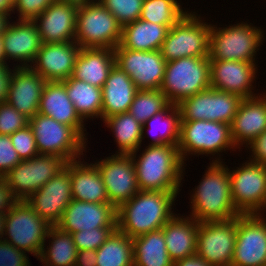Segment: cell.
<instances>
[{
  "mask_svg": "<svg viewBox=\"0 0 266 266\" xmlns=\"http://www.w3.org/2000/svg\"><path fill=\"white\" fill-rule=\"evenodd\" d=\"M67 161L54 155L38 154L35 157L22 160L3 178L18 201L27 200L51 178L62 170Z\"/></svg>",
  "mask_w": 266,
  "mask_h": 266,
  "instance_id": "cell-11",
  "label": "cell"
},
{
  "mask_svg": "<svg viewBox=\"0 0 266 266\" xmlns=\"http://www.w3.org/2000/svg\"><path fill=\"white\" fill-rule=\"evenodd\" d=\"M58 1H65V2L73 3L77 6H79V5H83V4L90 2V1H93V0H58Z\"/></svg>",
  "mask_w": 266,
  "mask_h": 266,
  "instance_id": "cell-56",
  "label": "cell"
},
{
  "mask_svg": "<svg viewBox=\"0 0 266 266\" xmlns=\"http://www.w3.org/2000/svg\"><path fill=\"white\" fill-rule=\"evenodd\" d=\"M117 227H102L85 229L71 233L73 242L78 251L97 250Z\"/></svg>",
  "mask_w": 266,
  "mask_h": 266,
  "instance_id": "cell-41",
  "label": "cell"
},
{
  "mask_svg": "<svg viewBox=\"0 0 266 266\" xmlns=\"http://www.w3.org/2000/svg\"><path fill=\"white\" fill-rule=\"evenodd\" d=\"M51 225L42 219L26 201H17L5 213L4 241L15 248L39 257L46 246L45 240Z\"/></svg>",
  "mask_w": 266,
  "mask_h": 266,
  "instance_id": "cell-7",
  "label": "cell"
},
{
  "mask_svg": "<svg viewBox=\"0 0 266 266\" xmlns=\"http://www.w3.org/2000/svg\"><path fill=\"white\" fill-rule=\"evenodd\" d=\"M75 110L82 120L87 118H101L102 120V89L72 76L61 81Z\"/></svg>",
  "mask_w": 266,
  "mask_h": 266,
  "instance_id": "cell-33",
  "label": "cell"
},
{
  "mask_svg": "<svg viewBox=\"0 0 266 266\" xmlns=\"http://www.w3.org/2000/svg\"><path fill=\"white\" fill-rule=\"evenodd\" d=\"M102 89V119L127 113L138 89L127 73L117 65L110 70Z\"/></svg>",
  "mask_w": 266,
  "mask_h": 266,
  "instance_id": "cell-28",
  "label": "cell"
},
{
  "mask_svg": "<svg viewBox=\"0 0 266 266\" xmlns=\"http://www.w3.org/2000/svg\"><path fill=\"white\" fill-rule=\"evenodd\" d=\"M211 88L209 57L168 61L160 90L172 104Z\"/></svg>",
  "mask_w": 266,
  "mask_h": 266,
  "instance_id": "cell-5",
  "label": "cell"
},
{
  "mask_svg": "<svg viewBox=\"0 0 266 266\" xmlns=\"http://www.w3.org/2000/svg\"><path fill=\"white\" fill-rule=\"evenodd\" d=\"M115 65L114 49L81 48L72 77L102 88Z\"/></svg>",
  "mask_w": 266,
  "mask_h": 266,
  "instance_id": "cell-29",
  "label": "cell"
},
{
  "mask_svg": "<svg viewBox=\"0 0 266 266\" xmlns=\"http://www.w3.org/2000/svg\"><path fill=\"white\" fill-rule=\"evenodd\" d=\"M200 19L197 14L186 13L169 29L160 49L166 62L185 57H209L211 24Z\"/></svg>",
  "mask_w": 266,
  "mask_h": 266,
  "instance_id": "cell-10",
  "label": "cell"
},
{
  "mask_svg": "<svg viewBox=\"0 0 266 266\" xmlns=\"http://www.w3.org/2000/svg\"><path fill=\"white\" fill-rule=\"evenodd\" d=\"M94 163L101 174L109 202L116 209L140 191L131 155L114 154Z\"/></svg>",
  "mask_w": 266,
  "mask_h": 266,
  "instance_id": "cell-17",
  "label": "cell"
},
{
  "mask_svg": "<svg viewBox=\"0 0 266 266\" xmlns=\"http://www.w3.org/2000/svg\"><path fill=\"white\" fill-rule=\"evenodd\" d=\"M215 159L190 197L192 213L189 216L199 223L227 220L240 215L232 201L229 168L222 164L221 158Z\"/></svg>",
  "mask_w": 266,
  "mask_h": 266,
  "instance_id": "cell-2",
  "label": "cell"
},
{
  "mask_svg": "<svg viewBox=\"0 0 266 266\" xmlns=\"http://www.w3.org/2000/svg\"><path fill=\"white\" fill-rule=\"evenodd\" d=\"M240 167L229 169L233 204L240 214H262L266 209V165L249 160Z\"/></svg>",
  "mask_w": 266,
  "mask_h": 266,
  "instance_id": "cell-12",
  "label": "cell"
},
{
  "mask_svg": "<svg viewBox=\"0 0 266 266\" xmlns=\"http://www.w3.org/2000/svg\"><path fill=\"white\" fill-rule=\"evenodd\" d=\"M38 113L72 127L85 141L87 140L86 133H84L86 131L84 121L76 112L74 104L67 95L65 85L61 81L45 83Z\"/></svg>",
  "mask_w": 266,
  "mask_h": 266,
  "instance_id": "cell-26",
  "label": "cell"
},
{
  "mask_svg": "<svg viewBox=\"0 0 266 266\" xmlns=\"http://www.w3.org/2000/svg\"><path fill=\"white\" fill-rule=\"evenodd\" d=\"M72 200L69 169L65 166L25 201L42 219L56 226Z\"/></svg>",
  "mask_w": 266,
  "mask_h": 266,
  "instance_id": "cell-18",
  "label": "cell"
},
{
  "mask_svg": "<svg viewBox=\"0 0 266 266\" xmlns=\"http://www.w3.org/2000/svg\"><path fill=\"white\" fill-rule=\"evenodd\" d=\"M134 266H174L161 229L132 238Z\"/></svg>",
  "mask_w": 266,
  "mask_h": 266,
  "instance_id": "cell-32",
  "label": "cell"
},
{
  "mask_svg": "<svg viewBox=\"0 0 266 266\" xmlns=\"http://www.w3.org/2000/svg\"><path fill=\"white\" fill-rule=\"evenodd\" d=\"M21 161L12 145L10 136L0 135V177L3 178Z\"/></svg>",
  "mask_w": 266,
  "mask_h": 266,
  "instance_id": "cell-44",
  "label": "cell"
},
{
  "mask_svg": "<svg viewBox=\"0 0 266 266\" xmlns=\"http://www.w3.org/2000/svg\"><path fill=\"white\" fill-rule=\"evenodd\" d=\"M242 97L209 88L182 99L176 106L181 121L208 120L231 124Z\"/></svg>",
  "mask_w": 266,
  "mask_h": 266,
  "instance_id": "cell-13",
  "label": "cell"
},
{
  "mask_svg": "<svg viewBox=\"0 0 266 266\" xmlns=\"http://www.w3.org/2000/svg\"><path fill=\"white\" fill-rule=\"evenodd\" d=\"M240 214L231 266H266V218Z\"/></svg>",
  "mask_w": 266,
  "mask_h": 266,
  "instance_id": "cell-16",
  "label": "cell"
},
{
  "mask_svg": "<svg viewBox=\"0 0 266 266\" xmlns=\"http://www.w3.org/2000/svg\"><path fill=\"white\" fill-rule=\"evenodd\" d=\"M55 0H13V12L17 9L19 20H34Z\"/></svg>",
  "mask_w": 266,
  "mask_h": 266,
  "instance_id": "cell-45",
  "label": "cell"
},
{
  "mask_svg": "<svg viewBox=\"0 0 266 266\" xmlns=\"http://www.w3.org/2000/svg\"><path fill=\"white\" fill-rule=\"evenodd\" d=\"M257 66L253 62L210 60L211 88L244 98L255 97L252 82Z\"/></svg>",
  "mask_w": 266,
  "mask_h": 266,
  "instance_id": "cell-20",
  "label": "cell"
},
{
  "mask_svg": "<svg viewBox=\"0 0 266 266\" xmlns=\"http://www.w3.org/2000/svg\"><path fill=\"white\" fill-rule=\"evenodd\" d=\"M248 145V149L251 148L252 151V155L250 156L252 159L250 158L249 160L266 165V131L261 133Z\"/></svg>",
  "mask_w": 266,
  "mask_h": 266,
  "instance_id": "cell-47",
  "label": "cell"
},
{
  "mask_svg": "<svg viewBox=\"0 0 266 266\" xmlns=\"http://www.w3.org/2000/svg\"><path fill=\"white\" fill-rule=\"evenodd\" d=\"M27 125H29V118L7 101L0 103V135L10 136Z\"/></svg>",
  "mask_w": 266,
  "mask_h": 266,
  "instance_id": "cell-42",
  "label": "cell"
},
{
  "mask_svg": "<svg viewBox=\"0 0 266 266\" xmlns=\"http://www.w3.org/2000/svg\"><path fill=\"white\" fill-rule=\"evenodd\" d=\"M77 10L73 3L55 0L38 15L34 21L42 43L75 41Z\"/></svg>",
  "mask_w": 266,
  "mask_h": 266,
  "instance_id": "cell-22",
  "label": "cell"
},
{
  "mask_svg": "<svg viewBox=\"0 0 266 266\" xmlns=\"http://www.w3.org/2000/svg\"><path fill=\"white\" fill-rule=\"evenodd\" d=\"M169 104L170 102L161 90H138L128 113L143 125Z\"/></svg>",
  "mask_w": 266,
  "mask_h": 266,
  "instance_id": "cell-39",
  "label": "cell"
},
{
  "mask_svg": "<svg viewBox=\"0 0 266 266\" xmlns=\"http://www.w3.org/2000/svg\"><path fill=\"white\" fill-rule=\"evenodd\" d=\"M16 21L9 22L2 34L5 56L8 60L20 62L16 67H30L41 48L42 40L34 20Z\"/></svg>",
  "mask_w": 266,
  "mask_h": 266,
  "instance_id": "cell-23",
  "label": "cell"
},
{
  "mask_svg": "<svg viewBox=\"0 0 266 266\" xmlns=\"http://www.w3.org/2000/svg\"><path fill=\"white\" fill-rule=\"evenodd\" d=\"M46 81L31 67H14L7 102L31 119L38 113Z\"/></svg>",
  "mask_w": 266,
  "mask_h": 266,
  "instance_id": "cell-24",
  "label": "cell"
},
{
  "mask_svg": "<svg viewBox=\"0 0 266 266\" xmlns=\"http://www.w3.org/2000/svg\"><path fill=\"white\" fill-rule=\"evenodd\" d=\"M180 122L181 118L178 107L176 106V104L170 103L164 110L156 113L153 117H151L142 125V139H144L145 137L144 131L146 128L148 129L150 128L149 131H151L152 133L154 132L153 130L157 128L156 126L162 123L165 132L160 130L162 131V133L161 134L159 133V135L158 134L155 135L156 137L154 136V139H152V142L149 145L167 144V145L178 146L179 136H180Z\"/></svg>",
  "mask_w": 266,
  "mask_h": 266,
  "instance_id": "cell-37",
  "label": "cell"
},
{
  "mask_svg": "<svg viewBox=\"0 0 266 266\" xmlns=\"http://www.w3.org/2000/svg\"><path fill=\"white\" fill-rule=\"evenodd\" d=\"M96 252V266H134L132 238L117 228Z\"/></svg>",
  "mask_w": 266,
  "mask_h": 266,
  "instance_id": "cell-36",
  "label": "cell"
},
{
  "mask_svg": "<svg viewBox=\"0 0 266 266\" xmlns=\"http://www.w3.org/2000/svg\"><path fill=\"white\" fill-rule=\"evenodd\" d=\"M13 12V0H0V13L10 16Z\"/></svg>",
  "mask_w": 266,
  "mask_h": 266,
  "instance_id": "cell-52",
  "label": "cell"
},
{
  "mask_svg": "<svg viewBox=\"0 0 266 266\" xmlns=\"http://www.w3.org/2000/svg\"><path fill=\"white\" fill-rule=\"evenodd\" d=\"M17 201L8 182L0 177V213H7Z\"/></svg>",
  "mask_w": 266,
  "mask_h": 266,
  "instance_id": "cell-48",
  "label": "cell"
},
{
  "mask_svg": "<svg viewBox=\"0 0 266 266\" xmlns=\"http://www.w3.org/2000/svg\"><path fill=\"white\" fill-rule=\"evenodd\" d=\"M80 49L75 41L42 43L30 67L46 82L64 81L73 75Z\"/></svg>",
  "mask_w": 266,
  "mask_h": 266,
  "instance_id": "cell-21",
  "label": "cell"
},
{
  "mask_svg": "<svg viewBox=\"0 0 266 266\" xmlns=\"http://www.w3.org/2000/svg\"><path fill=\"white\" fill-rule=\"evenodd\" d=\"M237 235V217L200 222L196 254L214 266H231Z\"/></svg>",
  "mask_w": 266,
  "mask_h": 266,
  "instance_id": "cell-14",
  "label": "cell"
},
{
  "mask_svg": "<svg viewBox=\"0 0 266 266\" xmlns=\"http://www.w3.org/2000/svg\"><path fill=\"white\" fill-rule=\"evenodd\" d=\"M177 147L183 163L190 153L214 156L218 152L236 149L230 125L208 120L181 121Z\"/></svg>",
  "mask_w": 266,
  "mask_h": 266,
  "instance_id": "cell-8",
  "label": "cell"
},
{
  "mask_svg": "<svg viewBox=\"0 0 266 266\" xmlns=\"http://www.w3.org/2000/svg\"><path fill=\"white\" fill-rule=\"evenodd\" d=\"M264 31L250 24L217 28L211 24L209 35V60L255 62L259 46L263 44Z\"/></svg>",
  "mask_w": 266,
  "mask_h": 266,
  "instance_id": "cell-6",
  "label": "cell"
},
{
  "mask_svg": "<svg viewBox=\"0 0 266 266\" xmlns=\"http://www.w3.org/2000/svg\"><path fill=\"white\" fill-rule=\"evenodd\" d=\"M147 148V149H146ZM138 156L132 154L139 190L179 191L184 165L178 147L174 145H148Z\"/></svg>",
  "mask_w": 266,
  "mask_h": 266,
  "instance_id": "cell-3",
  "label": "cell"
},
{
  "mask_svg": "<svg viewBox=\"0 0 266 266\" xmlns=\"http://www.w3.org/2000/svg\"><path fill=\"white\" fill-rule=\"evenodd\" d=\"M199 222L175 214L163 227L168 255L173 262L196 254Z\"/></svg>",
  "mask_w": 266,
  "mask_h": 266,
  "instance_id": "cell-30",
  "label": "cell"
},
{
  "mask_svg": "<svg viewBox=\"0 0 266 266\" xmlns=\"http://www.w3.org/2000/svg\"><path fill=\"white\" fill-rule=\"evenodd\" d=\"M97 252L96 250L78 251L74 266H96Z\"/></svg>",
  "mask_w": 266,
  "mask_h": 266,
  "instance_id": "cell-50",
  "label": "cell"
},
{
  "mask_svg": "<svg viewBox=\"0 0 266 266\" xmlns=\"http://www.w3.org/2000/svg\"><path fill=\"white\" fill-rule=\"evenodd\" d=\"M117 209L110 203H92L73 199L65 208L57 227L75 233L85 229L117 227Z\"/></svg>",
  "mask_w": 266,
  "mask_h": 266,
  "instance_id": "cell-19",
  "label": "cell"
},
{
  "mask_svg": "<svg viewBox=\"0 0 266 266\" xmlns=\"http://www.w3.org/2000/svg\"><path fill=\"white\" fill-rule=\"evenodd\" d=\"M179 192L140 190L117 208V229L129 238L161 229L175 215L172 206Z\"/></svg>",
  "mask_w": 266,
  "mask_h": 266,
  "instance_id": "cell-1",
  "label": "cell"
},
{
  "mask_svg": "<svg viewBox=\"0 0 266 266\" xmlns=\"http://www.w3.org/2000/svg\"><path fill=\"white\" fill-rule=\"evenodd\" d=\"M52 237V238H51ZM46 238H51L49 248L42 249L40 259L46 266H74L78 254L72 235L57 226H51ZM51 243V244H50Z\"/></svg>",
  "mask_w": 266,
  "mask_h": 266,
  "instance_id": "cell-35",
  "label": "cell"
},
{
  "mask_svg": "<svg viewBox=\"0 0 266 266\" xmlns=\"http://www.w3.org/2000/svg\"><path fill=\"white\" fill-rule=\"evenodd\" d=\"M174 266H214L206 262L203 258L199 257L197 254L193 256H188L183 259L174 262Z\"/></svg>",
  "mask_w": 266,
  "mask_h": 266,
  "instance_id": "cell-51",
  "label": "cell"
},
{
  "mask_svg": "<svg viewBox=\"0 0 266 266\" xmlns=\"http://www.w3.org/2000/svg\"><path fill=\"white\" fill-rule=\"evenodd\" d=\"M114 53L115 65L128 74L138 90H160L167 63L160 50L135 51L118 45Z\"/></svg>",
  "mask_w": 266,
  "mask_h": 266,
  "instance_id": "cell-15",
  "label": "cell"
},
{
  "mask_svg": "<svg viewBox=\"0 0 266 266\" xmlns=\"http://www.w3.org/2000/svg\"><path fill=\"white\" fill-rule=\"evenodd\" d=\"M2 35H0V65L7 64Z\"/></svg>",
  "mask_w": 266,
  "mask_h": 266,
  "instance_id": "cell-54",
  "label": "cell"
},
{
  "mask_svg": "<svg viewBox=\"0 0 266 266\" xmlns=\"http://www.w3.org/2000/svg\"><path fill=\"white\" fill-rule=\"evenodd\" d=\"M10 16L7 14L0 13V35H2L6 29V26L9 24Z\"/></svg>",
  "mask_w": 266,
  "mask_h": 266,
  "instance_id": "cell-53",
  "label": "cell"
},
{
  "mask_svg": "<svg viewBox=\"0 0 266 266\" xmlns=\"http://www.w3.org/2000/svg\"><path fill=\"white\" fill-rule=\"evenodd\" d=\"M261 95L242 99L230 124L231 137L237 149L245 143L248 146L266 131V95Z\"/></svg>",
  "mask_w": 266,
  "mask_h": 266,
  "instance_id": "cell-25",
  "label": "cell"
},
{
  "mask_svg": "<svg viewBox=\"0 0 266 266\" xmlns=\"http://www.w3.org/2000/svg\"><path fill=\"white\" fill-rule=\"evenodd\" d=\"M25 253L9 242L0 240V266H30L29 258Z\"/></svg>",
  "mask_w": 266,
  "mask_h": 266,
  "instance_id": "cell-46",
  "label": "cell"
},
{
  "mask_svg": "<svg viewBox=\"0 0 266 266\" xmlns=\"http://www.w3.org/2000/svg\"><path fill=\"white\" fill-rule=\"evenodd\" d=\"M5 213H0V240L4 234Z\"/></svg>",
  "mask_w": 266,
  "mask_h": 266,
  "instance_id": "cell-55",
  "label": "cell"
},
{
  "mask_svg": "<svg viewBox=\"0 0 266 266\" xmlns=\"http://www.w3.org/2000/svg\"><path fill=\"white\" fill-rule=\"evenodd\" d=\"M115 135L118 145L117 154L130 155L138 153L142 142V124L131 114L119 113L103 120Z\"/></svg>",
  "mask_w": 266,
  "mask_h": 266,
  "instance_id": "cell-34",
  "label": "cell"
},
{
  "mask_svg": "<svg viewBox=\"0 0 266 266\" xmlns=\"http://www.w3.org/2000/svg\"><path fill=\"white\" fill-rule=\"evenodd\" d=\"M79 160L69 161L65 165L69 169L72 198L92 203H110L96 165Z\"/></svg>",
  "mask_w": 266,
  "mask_h": 266,
  "instance_id": "cell-27",
  "label": "cell"
},
{
  "mask_svg": "<svg viewBox=\"0 0 266 266\" xmlns=\"http://www.w3.org/2000/svg\"><path fill=\"white\" fill-rule=\"evenodd\" d=\"M122 25L139 19L144 0H98Z\"/></svg>",
  "mask_w": 266,
  "mask_h": 266,
  "instance_id": "cell-40",
  "label": "cell"
},
{
  "mask_svg": "<svg viewBox=\"0 0 266 266\" xmlns=\"http://www.w3.org/2000/svg\"><path fill=\"white\" fill-rule=\"evenodd\" d=\"M186 13L177 0H144L139 19L171 28Z\"/></svg>",
  "mask_w": 266,
  "mask_h": 266,
  "instance_id": "cell-38",
  "label": "cell"
},
{
  "mask_svg": "<svg viewBox=\"0 0 266 266\" xmlns=\"http://www.w3.org/2000/svg\"><path fill=\"white\" fill-rule=\"evenodd\" d=\"M121 35L122 25L99 1L78 6L75 42L81 48L115 49Z\"/></svg>",
  "mask_w": 266,
  "mask_h": 266,
  "instance_id": "cell-4",
  "label": "cell"
},
{
  "mask_svg": "<svg viewBox=\"0 0 266 266\" xmlns=\"http://www.w3.org/2000/svg\"><path fill=\"white\" fill-rule=\"evenodd\" d=\"M13 69H10L9 65H0V103L6 102L8 97V91L10 89V83L12 79Z\"/></svg>",
  "mask_w": 266,
  "mask_h": 266,
  "instance_id": "cell-49",
  "label": "cell"
},
{
  "mask_svg": "<svg viewBox=\"0 0 266 266\" xmlns=\"http://www.w3.org/2000/svg\"><path fill=\"white\" fill-rule=\"evenodd\" d=\"M10 138L21 160H28L39 154L35 136L29 125L11 134Z\"/></svg>",
  "mask_w": 266,
  "mask_h": 266,
  "instance_id": "cell-43",
  "label": "cell"
},
{
  "mask_svg": "<svg viewBox=\"0 0 266 266\" xmlns=\"http://www.w3.org/2000/svg\"><path fill=\"white\" fill-rule=\"evenodd\" d=\"M29 126L39 154L58 156L67 162L81 159L79 156L83 155L87 141L72 127L39 113L29 119Z\"/></svg>",
  "mask_w": 266,
  "mask_h": 266,
  "instance_id": "cell-9",
  "label": "cell"
},
{
  "mask_svg": "<svg viewBox=\"0 0 266 266\" xmlns=\"http://www.w3.org/2000/svg\"><path fill=\"white\" fill-rule=\"evenodd\" d=\"M169 29L168 26L137 19L122 26L119 45L135 51L160 50Z\"/></svg>",
  "mask_w": 266,
  "mask_h": 266,
  "instance_id": "cell-31",
  "label": "cell"
}]
</instances>
